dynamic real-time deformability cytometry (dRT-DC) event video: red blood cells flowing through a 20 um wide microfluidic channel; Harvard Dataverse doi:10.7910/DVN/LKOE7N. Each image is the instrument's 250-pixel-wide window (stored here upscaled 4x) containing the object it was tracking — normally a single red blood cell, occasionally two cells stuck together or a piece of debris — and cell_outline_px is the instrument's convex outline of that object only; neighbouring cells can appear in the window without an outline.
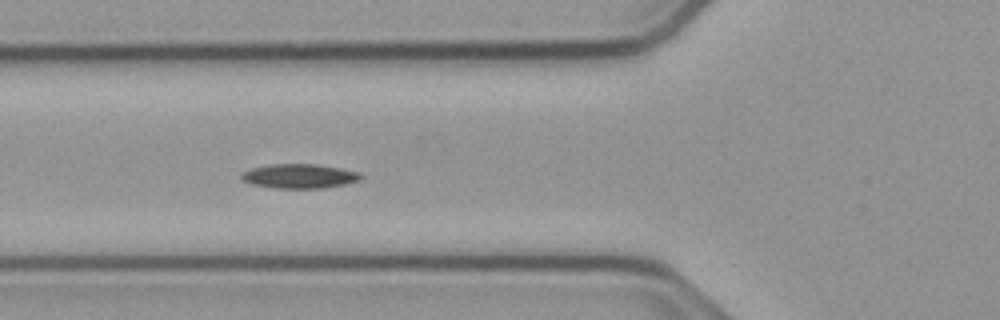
{"species": "common noctule bat (a hibernating species)", "species_latin": "Nyctalus noctula", "temperature_condition": "cold", "stored_images_in_passage": 16, "camera_frame_rate_fps": 3000, "um_per_image_px": 0.085, "animal": {"sex": "male", "body_mass_g": 23.1, "forearm_length_mm": 52.7}, "frame": {"image": 1, "passage_image": 10, "time_ms": 3.0, "image_size_px": [1000, 320], "cell_outline_px": [[364, 176], [360, 180], [348, 184], [324, 188], [276, 188], [252, 184], [240, 180], [240, 176], [244, 172], [252, 168], [272, 164], [316, 164], [340, 168], [360, 172]], "centroid_in_image_um": [25.49, 14.97], "position_along_channel_um": 100.3, "area_um2": 17.05}}
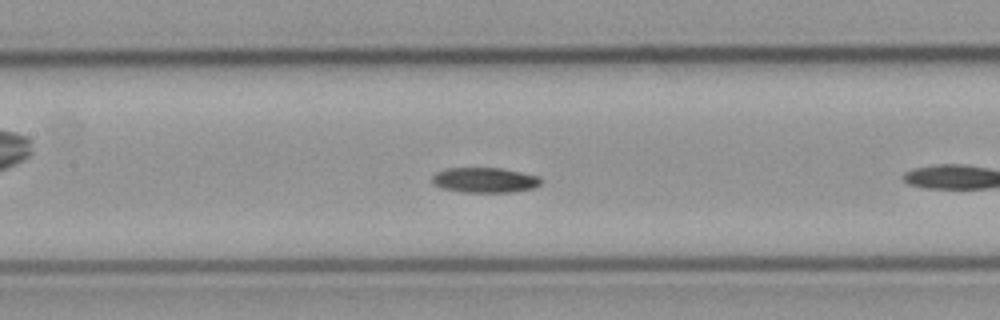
{"frame": {"image": 2, "passage_image": 12, "time_ms": 3.667, "image_size_px": [1000, 320], "cell_outline_px": [[540, 184], [532, 188], [512, 192], [464, 192], [440, 188], [432, 184], [432, 176], [436, 172], [448, 168], [500, 168], [540, 176]], "centroid_in_image_um": [41.16, 15.31], "position_along_channel_um": 166.2, "area_um2": 15.9}}